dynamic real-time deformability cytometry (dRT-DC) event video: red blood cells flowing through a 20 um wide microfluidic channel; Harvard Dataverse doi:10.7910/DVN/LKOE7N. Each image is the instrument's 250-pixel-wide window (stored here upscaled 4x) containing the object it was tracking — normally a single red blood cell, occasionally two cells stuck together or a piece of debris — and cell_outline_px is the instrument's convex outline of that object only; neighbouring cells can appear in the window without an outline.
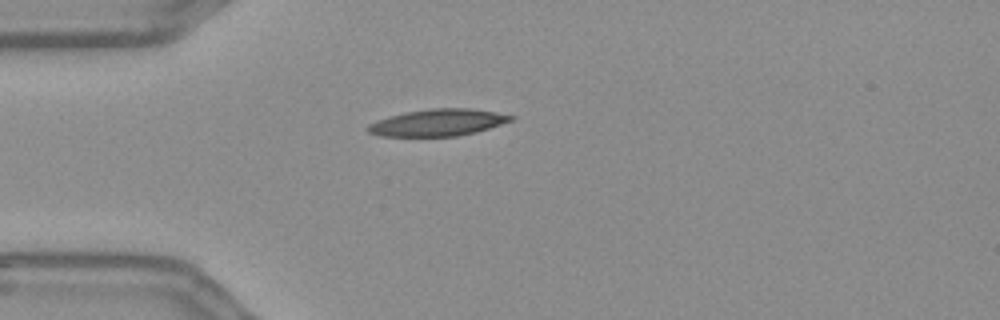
{"species": "Egyptian fruit bat (a non-hibernating species)", "species_latin": "Rousettus aegyptiacus", "temperature_condition": "warm", "stored_images_in_passage": 42, "camera_frame_rate_fps": 3000, "um_per_image_px": 0.085, "frame": {"image": 1, "passage_image": 1, "time_ms": 0.0, "image_size_px": [1000, 320], "cell_outline_px": [[516, 116], [512, 120], [476, 132], [456, 136], [380, 136], [368, 132], [364, 128], [368, 124], [376, 120], [388, 116], [404, 112], [432, 108], [472, 108], [496, 112]], "centroid_in_image_um": [37.17, 10.41], "position_along_channel_um": 47.8, "area_um2": 22.48}}
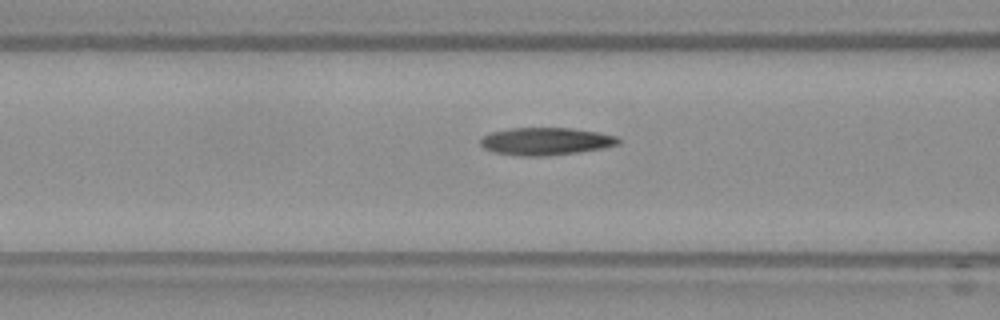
{"frame": {"image": 2, "passage_image": 8, "time_ms": 2.333, "image_size_px": [1000, 320], "cell_outline_px": [[620, 144], [604, 148], [576, 152], [544, 156], [520, 156], [492, 152], [484, 148], [480, 144], [480, 140], [484, 136], [492, 132], [508, 128], [572, 128], [600, 132], [616, 136], [620, 140]], "centroid_in_image_um": [46.4, 12.01], "position_along_channel_um": 120.2, "area_um2": 22.2}}
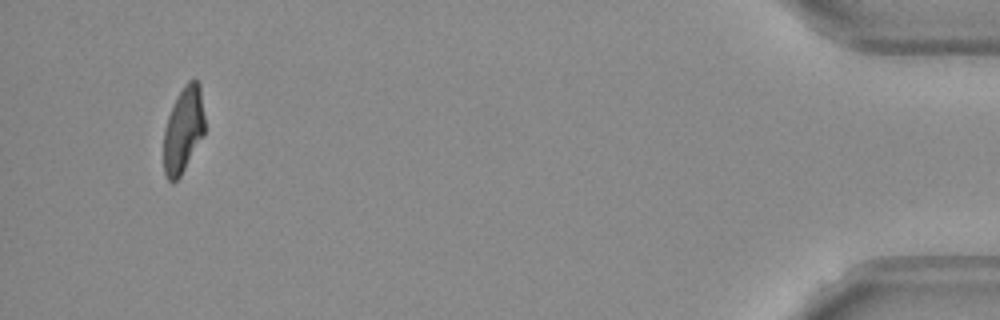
{"frame": {"image": 3, "passage_image": 39, "time_ms": 12.667, "image_size_px": [1000, 320], "cell_outline_px": [[204, 136], [180, 176], [172, 184], [168, 180], [164, 172], [164, 128], [168, 116], [180, 92], [188, 80], [196, 80], [200, 84], [204, 116]], "centroid_in_image_um": [15.59, 11.07], "position_along_channel_um": 419.6, "area_um2": 20.4}, "authors_computed_cell_mechanics": {"area_um2": 21.675, "velocity_mm_per_s": 3.6522, "shape_relaxation_time_tau1_ms": null, "shape_relaxation_time_tau2_ms": 3.6678, "deformation_change_tau1": null, "deformation_change_tau2": 0.1292}}